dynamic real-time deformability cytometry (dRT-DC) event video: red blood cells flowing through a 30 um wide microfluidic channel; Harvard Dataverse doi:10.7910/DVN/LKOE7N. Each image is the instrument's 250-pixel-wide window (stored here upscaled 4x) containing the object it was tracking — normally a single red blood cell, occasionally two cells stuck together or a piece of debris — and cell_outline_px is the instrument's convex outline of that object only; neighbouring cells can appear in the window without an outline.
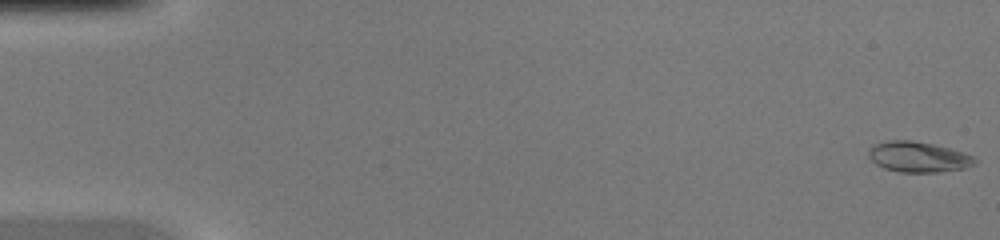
{"species": "common noctule bat (a hibernating species)", "species_latin": "Nyctalus noctula", "temperature_condition": "warm", "stored_images_in_passage": 46, "camera_frame_rate_fps": 3000, "um_per_image_px": 0.085, "animal": {"sex": "female", "body_mass_g": 20.0, "forearm_length_mm": 54.0}, "frame": {"image": 1, "passage_image": 1, "time_ms": 0.0, "image_size_px": [1000, 240], "cell_outline_px": [[976, 164], [964, 168], [940, 172], [900, 172], [884, 168], [876, 164], [868, 156], [868, 148], [872, 144], [888, 140], [912, 140], [932, 144], [964, 152], [972, 156], [976, 160]], "centroid_in_image_um": [78.02, 13.33], "position_along_channel_um": 7.0, "area_um2": 18.96}}
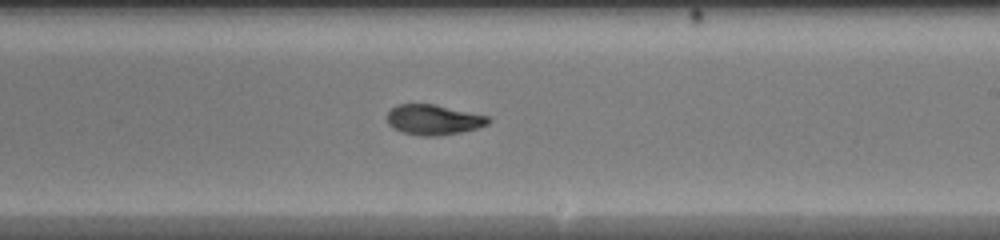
{"frame": {"image": 2, "passage_image": 28, "time_ms": 9.0, "image_size_px": [1000, 240], "cell_outline_px": [[492, 120], [488, 124], [476, 128], [460, 132], [436, 136], [424, 136], [404, 132], [392, 128], [388, 124], [388, 112], [396, 104], [436, 104], [488, 116]], "centroid_in_image_um": [36.85, 10.16], "position_along_channel_um": 252.1, "area_um2": 17.74}}
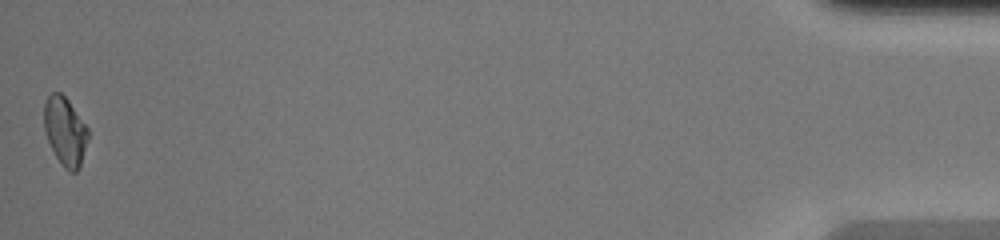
{"frame": {"image": 3, "passage_image": 46, "time_ms": 15.0, "image_size_px": [1000, 240], "cell_outline_px": [[88, 140], [80, 168], [76, 172], [72, 172], [64, 168], [56, 156], [44, 132], [44, 100], [52, 92], [60, 92], [68, 100], [88, 128]], "centroid_in_image_um": [5.53, 11.16], "position_along_channel_um": 429.7, "area_um2": 17.57}}